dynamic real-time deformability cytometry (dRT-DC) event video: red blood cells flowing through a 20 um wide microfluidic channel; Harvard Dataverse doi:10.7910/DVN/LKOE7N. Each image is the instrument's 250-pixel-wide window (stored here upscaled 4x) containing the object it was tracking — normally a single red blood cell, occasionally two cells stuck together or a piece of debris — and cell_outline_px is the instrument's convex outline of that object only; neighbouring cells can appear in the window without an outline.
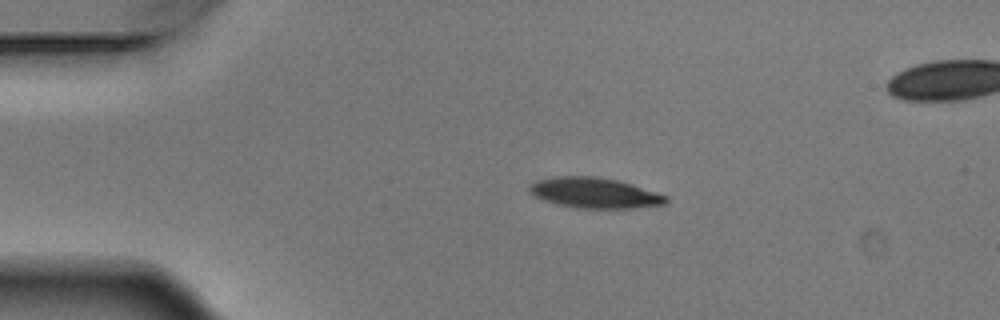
{"species": "Egyptian fruit bat (a non-hibernating species)", "species_latin": "Rousettus aegyptiacus", "temperature_condition": "warm", "stored_images_in_passage": 4, "camera_frame_rate_fps": 3000, "um_per_image_px": 0.085, "animal": {"sex": "male"}, "frame": {"image": 1, "passage_image": 3, "time_ms": 0.667, "image_size_px": [1000, 320], "cell_outline_px": [[668, 200], [664, 204], [632, 208], [576, 208], [544, 200], [536, 196], [528, 188], [536, 180], [556, 176], [596, 176], [616, 180], [632, 184], [668, 196]], "centroid_in_image_um": [50.56, 16.39], "position_along_channel_um": 34.4, "area_um2": 23.93}}